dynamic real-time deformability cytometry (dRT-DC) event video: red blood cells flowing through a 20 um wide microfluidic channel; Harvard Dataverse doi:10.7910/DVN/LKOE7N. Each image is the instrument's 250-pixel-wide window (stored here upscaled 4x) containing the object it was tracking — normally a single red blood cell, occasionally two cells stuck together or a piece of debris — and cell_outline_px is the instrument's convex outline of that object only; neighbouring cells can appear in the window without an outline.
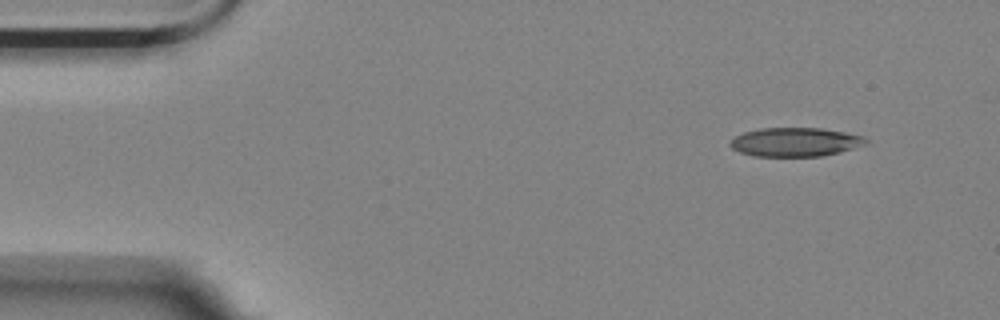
{"species": "Egyptian fruit bat (a non-hibernating species)", "species_latin": "Rousettus aegyptiacus", "temperature_condition": "room temperature", "stored_images_in_passage": 4, "camera_frame_rate_fps": 3000, "um_per_image_px": 0.085, "animal": {"sex": "female"}, "frame": {"image": 1, "passage_image": 1, "time_ms": 0.0, "image_size_px": [1000, 320], "cell_outline_px": [[872, 140], [868, 144], [840, 152], [820, 156], [752, 156], [740, 152], [732, 148], [728, 144], [736, 136], [744, 132], [760, 128], [820, 128], [844, 132], [864, 136]], "centroid_in_image_um": [67.64, 12.07], "position_along_channel_um": 17.4, "area_um2": 22.95}}
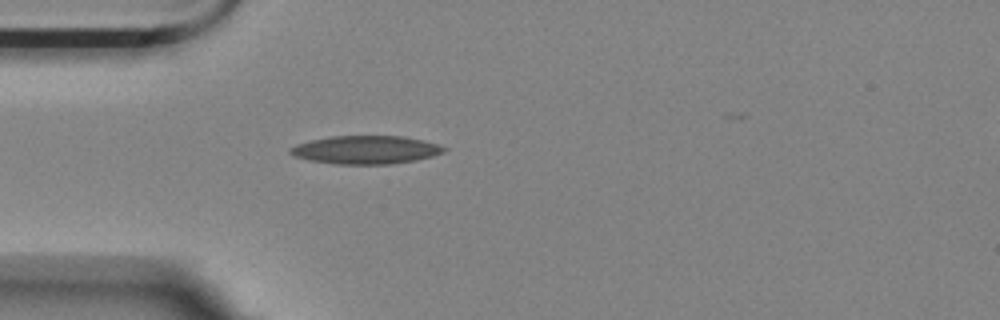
{"frame": {"image": 2, "passage_image": 4, "time_ms": 3.333, "image_size_px": [1000, 320], "cell_outline_px": [[448, 148], [444, 152], [432, 156], [416, 160], [392, 164], [336, 164], [308, 160], [292, 156], [288, 152], [288, 148], [296, 144], [312, 140], [332, 136], [400, 136], [420, 140], [436, 144]], "centroid_in_image_um": [31.04, 12.74], "position_along_channel_um": 54.0, "area_um2": 25.26}}